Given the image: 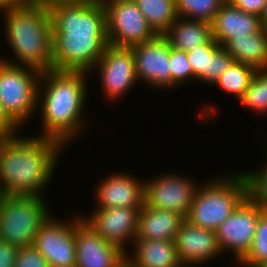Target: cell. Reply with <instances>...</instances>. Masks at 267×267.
<instances>
[{
	"label": "cell",
	"instance_id": "e0dca14e",
	"mask_svg": "<svg viewBox=\"0 0 267 267\" xmlns=\"http://www.w3.org/2000/svg\"><path fill=\"white\" fill-rule=\"evenodd\" d=\"M98 182L95 195L96 208H142L144 181L126 172L109 173Z\"/></svg>",
	"mask_w": 267,
	"mask_h": 267
},
{
	"label": "cell",
	"instance_id": "52a82bcc",
	"mask_svg": "<svg viewBox=\"0 0 267 267\" xmlns=\"http://www.w3.org/2000/svg\"><path fill=\"white\" fill-rule=\"evenodd\" d=\"M41 73L39 69L0 59V104L21 128L33 121L30 119L39 112L37 100Z\"/></svg>",
	"mask_w": 267,
	"mask_h": 267
},
{
	"label": "cell",
	"instance_id": "4fadbf2b",
	"mask_svg": "<svg viewBox=\"0 0 267 267\" xmlns=\"http://www.w3.org/2000/svg\"><path fill=\"white\" fill-rule=\"evenodd\" d=\"M172 46L164 35L131 47L138 83L155 90L171 89L170 52Z\"/></svg>",
	"mask_w": 267,
	"mask_h": 267
},
{
	"label": "cell",
	"instance_id": "7402d4cb",
	"mask_svg": "<svg viewBox=\"0 0 267 267\" xmlns=\"http://www.w3.org/2000/svg\"><path fill=\"white\" fill-rule=\"evenodd\" d=\"M172 48L189 52L212 38L211 23L178 17L164 34Z\"/></svg>",
	"mask_w": 267,
	"mask_h": 267
},
{
	"label": "cell",
	"instance_id": "d6986e66",
	"mask_svg": "<svg viewBox=\"0 0 267 267\" xmlns=\"http://www.w3.org/2000/svg\"><path fill=\"white\" fill-rule=\"evenodd\" d=\"M184 219L175 211L150 208L144 204L139 210L135 240H174Z\"/></svg>",
	"mask_w": 267,
	"mask_h": 267
},
{
	"label": "cell",
	"instance_id": "d6a6232c",
	"mask_svg": "<svg viewBox=\"0 0 267 267\" xmlns=\"http://www.w3.org/2000/svg\"><path fill=\"white\" fill-rule=\"evenodd\" d=\"M20 129L22 130L0 104V139L17 137L20 135Z\"/></svg>",
	"mask_w": 267,
	"mask_h": 267
},
{
	"label": "cell",
	"instance_id": "f1b7e54d",
	"mask_svg": "<svg viewBox=\"0 0 267 267\" xmlns=\"http://www.w3.org/2000/svg\"><path fill=\"white\" fill-rule=\"evenodd\" d=\"M264 147L266 161L264 162V167H262L263 169L258 171L252 169L243 173L248 183V196L261 206L263 210H267V144Z\"/></svg>",
	"mask_w": 267,
	"mask_h": 267
},
{
	"label": "cell",
	"instance_id": "d4e9b609",
	"mask_svg": "<svg viewBox=\"0 0 267 267\" xmlns=\"http://www.w3.org/2000/svg\"><path fill=\"white\" fill-rule=\"evenodd\" d=\"M239 102L255 115H267V69L257 70Z\"/></svg>",
	"mask_w": 267,
	"mask_h": 267
},
{
	"label": "cell",
	"instance_id": "7a4b0ae2",
	"mask_svg": "<svg viewBox=\"0 0 267 267\" xmlns=\"http://www.w3.org/2000/svg\"><path fill=\"white\" fill-rule=\"evenodd\" d=\"M89 74L84 71H42L37 100L42 130L36 136L52 138L68 147L83 135L89 122L84 117L89 88L86 80L92 76Z\"/></svg>",
	"mask_w": 267,
	"mask_h": 267
},
{
	"label": "cell",
	"instance_id": "d590c367",
	"mask_svg": "<svg viewBox=\"0 0 267 267\" xmlns=\"http://www.w3.org/2000/svg\"><path fill=\"white\" fill-rule=\"evenodd\" d=\"M29 4H34L39 7L50 10L51 8L60 4H76L86 0H24Z\"/></svg>",
	"mask_w": 267,
	"mask_h": 267
},
{
	"label": "cell",
	"instance_id": "4dcf8cb0",
	"mask_svg": "<svg viewBox=\"0 0 267 267\" xmlns=\"http://www.w3.org/2000/svg\"><path fill=\"white\" fill-rule=\"evenodd\" d=\"M234 62L233 56L223 46H219L210 56L209 72L201 83L212 86Z\"/></svg>",
	"mask_w": 267,
	"mask_h": 267
},
{
	"label": "cell",
	"instance_id": "ffe728a7",
	"mask_svg": "<svg viewBox=\"0 0 267 267\" xmlns=\"http://www.w3.org/2000/svg\"><path fill=\"white\" fill-rule=\"evenodd\" d=\"M125 257L133 267H183L174 240H134Z\"/></svg>",
	"mask_w": 267,
	"mask_h": 267
},
{
	"label": "cell",
	"instance_id": "30bf717a",
	"mask_svg": "<svg viewBox=\"0 0 267 267\" xmlns=\"http://www.w3.org/2000/svg\"><path fill=\"white\" fill-rule=\"evenodd\" d=\"M189 177L173 171L144 179V204L150 208L175 211L186 218L201 184Z\"/></svg>",
	"mask_w": 267,
	"mask_h": 267
},
{
	"label": "cell",
	"instance_id": "484cf974",
	"mask_svg": "<svg viewBox=\"0 0 267 267\" xmlns=\"http://www.w3.org/2000/svg\"><path fill=\"white\" fill-rule=\"evenodd\" d=\"M226 0H175L178 17L211 23Z\"/></svg>",
	"mask_w": 267,
	"mask_h": 267
},
{
	"label": "cell",
	"instance_id": "cb8c5ba5",
	"mask_svg": "<svg viewBox=\"0 0 267 267\" xmlns=\"http://www.w3.org/2000/svg\"><path fill=\"white\" fill-rule=\"evenodd\" d=\"M256 72L257 70L249 65L234 62L212 86L218 87L225 93L233 94L234 98L236 97L237 101H239Z\"/></svg>",
	"mask_w": 267,
	"mask_h": 267
},
{
	"label": "cell",
	"instance_id": "8fae6325",
	"mask_svg": "<svg viewBox=\"0 0 267 267\" xmlns=\"http://www.w3.org/2000/svg\"><path fill=\"white\" fill-rule=\"evenodd\" d=\"M262 211L263 208L247 196L216 230L219 247L223 254H233L234 264L235 261L238 264L251 249Z\"/></svg>",
	"mask_w": 267,
	"mask_h": 267
},
{
	"label": "cell",
	"instance_id": "ba28073f",
	"mask_svg": "<svg viewBox=\"0 0 267 267\" xmlns=\"http://www.w3.org/2000/svg\"><path fill=\"white\" fill-rule=\"evenodd\" d=\"M106 10L107 38L110 45L132 47L157 34L134 0H102Z\"/></svg>",
	"mask_w": 267,
	"mask_h": 267
},
{
	"label": "cell",
	"instance_id": "6da1fadb",
	"mask_svg": "<svg viewBox=\"0 0 267 267\" xmlns=\"http://www.w3.org/2000/svg\"><path fill=\"white\" fill-rule=\"evenodd\" d=\"M52 70L90 73L109 44L102 0L60 4L49 10Z\"/></svg>",
	"mask_w": 267,
	"mask_h": 267
},
{
	"label": "cell",
	"instance_id": "83f0119b",
	"mask_svg": "<svg viewBox=\"0 0 267 267\" xmlns=\"http://www.w3.org/2000/svg\"><path fill=\"white\" fill-rule=\"evenodd\" d=\"M219 46L216 40L211 38L206 44L186 52L196 83L201 82L208 75L210 56Z\"/></svg>",
	"mask_w": 267,
	"mask_h": 267
},
{
	"label": "cell",
	"instance_id": "44dd1931",
	"mask_svg": "<svg viewBox=\"0 0 267 267\" xmlns=\"http://www.w3.org/2000/svg\"><path fill=\"white\" fill-rule=\"evenodd\" d=\"M223 47L233 56L235 62L249 65L256 70L267 69V30L233 37Z\"/></svg>",
	"mask_w": 267,
	"mask_h": 267
},
{
	"label": "cell",
	"instance_id": "2e32d148",
	"mask_svg": "<svg viewBox=\"0 0 267 267\" xmlns=\"http://www.w3.org/2000/svg\"><path fill=\"white\" fill-rule=\"evenodd\" d=\"M75 267H119L126 259L118 247L105 241L81 214L75 215Z\"/></svg>",
	"mask_w": 267,
	"mask_h": 267
},
{
	"label": "cell",
	"instance_id": "5b68a950",
	"mask_svg": "<svg viewBox=\"0 0 267 267\" xmlns=\"http://www.w3.org/2000/svg\"><path fill=\"white\" fill-rule=\"evenodd\" d=\"M238 171L201 181L185 219L200 228L216 231L248 196L246 176Z\"/></svg>",
	"mask_w": 267,
	"mask_h": 267
},
{
	"label": "cell",
	"instance_id": "836d02e7",
	"mask_svg": "<svg viewBox=\"0 0 267 267\" xmlns=\"http://www.w3.org/2000/svg\"><path fill=\"white\" fill-rule=\"evenodd\" d=\"M231 6L244 12L262 16L267 0H226Z\"/></svg>",
	"mask_w": 267,
	"mask_h": 267
},
{
	"label": "cell",
	"instance_id": "8992f818",
	"mask_svg": "<svg viewBox=\"0 0 267 267\" xmlns=\"http://www.w3.org/2000/svg\"><path fill=\"white\" fill-rule=\"evenodd\" d=\"M44 198L0 194V240L17 248L33 245L39 228L53 214Z\"/></svg>",
	"mask_w": 267,
	"mask_h": 267
},
{
	"label": "cell",
	"instance_id": "277c9868",
	"mask_svg": "<svg viewBox=\"0 0 267 267\" xmlns=\"http://www.w3.org/2000/svg\"><path fill=\"white\" fill-rule=\"evenodd\" d=\"M2 18L4 38L14 59L3 58L1 54L0 59L13 65L50 70L52 23L49 10L23 0L16 8L4 13Z\"/></svg>",
	"mask_w": 267,
	"mask_h": 267
},
{
	"label": "cell",
	"instance_id": "5bb4252c",
	"mask_svg": "<svg viewBox=\"0 0 267 267\" xmlns=\"http://www.w3.org/2000/svg\"><path fill=\"white\" fill-rule=\"evenodd\" d=\"M90 214L81 215L90 227L105 241L125 254L134 244L138 232V215L141 208H93ZM89 217H88V216ZM87 216V217H86ZM128 247H127V246Z\"/></svg>",
	"mask_w": 267,
	"mask_h": 267
},
{
	"label": "cell",
	"instance_id": "9c48e42d",
	"mask_svg": "<svg viewBox=\"0 0 267 267\" xmlns=\"http://www.w3.org/2000/svg\"><path fill=\"white\" fill-rule=\"evenodd\" d=\"M97 70V71H96ZM98 73L103 97L108 102L116 101L129 94L138 83L135 58L131 47H119L108 44L104 54L97 61L91 73ZM130 90V91H129Z\"/></svg>",
	"mask_w": 267,
	"mask_h": 267
},
{
	"label": "cell",
	"instance_id": "ac0fdd59",
	"mask_svg": "<svg viewBox=\"0 0 267 267\" xmlns=\"http://www.w3.org/2000/svg\"><path fill=\"white\" fill-rule=\"evenodd\" d=\"M263 28L261 17L231 6L227 1L211 22L212 38L223 46L233 37L259 32Z\"/></svg>",
	"mask_w": 267,
	"mask_h": 267
},
{
	"label": "cell",
	"instance_id": "7c38bea8",
	"mask_svg": "<svg viewBox=\"0 0 267 267\" xmlns=\"http://www.w3.org/2000/svg\"><path fill=\"white\" fill-rule=\"evenodd\" d=\"M52 214L39 228L33 246L45 257L50 267H75V215L68 220Z\"/></svg>",
	"mask_w": 267,
	"mask_h": 267
},
{
	"label": "cell",
	"instance_id": "f546056e",
	"mask_svg": "<svg viewBox=\"0 0 267 267\" xmlns=\"http://www.w3.org/2000/svg\"><path fill=\"white\" fill-rule=\"evenodd\" d=\"M170 72H171V89L194 81V74L189 65L186 52L178 51L174 48L170 52Z\"/></svg>",
	"mask_w": 267,
	"mask_h": 267
},
{
	"label": "cell",
	"instance_id": "3957f363",
	"mask_svg": "<svg viewBox=\"0 0 267 267\" xmlns=\"http://www.w3.org/2000/svg\"><path fill=\"white\" fill-rule=\"evenodd\" d=\"M32 135L0 139V194L44 196L53 181L66 146L52 138Z\"/></svg>",
	"mask_w": 267,
	"mask_h": 267
},
{
	"label": "cell",
	"instance_id": "e575fe53",
	"mask_svg": "<svg viewBox=\"0 0 267 267\" xmlns=\"http://www.w3.org/2000/svg\"><path fill=\"white\" fill-rule=\"evenodd\" d=\"M18 248L0 240V267H15Z\"/></svg>",
	"mask_w": 267,
	"mask_h": 267
},
{
	"label": "cell",
	"instance_id": "f35d334b",
	"mask_svg": "<svg viewBox=\"0 0 267 267\" xmlns=\"http://www.w3.org/2000/svg\"><path fill=\"white\" fill-rule=\"evenodd\" d=\"M119 267H133V266L125 259Z\"/></svg>",
	"mask_w": 267,
	"mask_h": 267
},
{
	"label": "cell",
	"instance_id": "74e56055",
	"mask_svg": "<svg viewBox=\"0 0 267 267\" xmlns=\"http://www.w3.org/2000/svg\"><path fill=\"white\" fill-rule=\"evenodd\" d=\"M261 20H262L263 27L267 30V2H266L264 13L261 16Z\"/></svg>",
	"mask_w": 267,
	"mask_h": 267
},
{
	"label": "cell",
	"instance_id": "603a6c76",
	"mask_svg": "<svg viewBox=\"0 0 267 267\" xmlns=\"http://www.w3.org/2000/svg\"><path fill=\"white\" fill-rule=\"evenodd\" d=\"M157 35H164L177 20L175 0H134Z\"/></svg>",
	"mask_w": 267,
	"mask_h": 267
},
{
	"label": "cell",
	"instance_id": "4316f807",
	"mask_svg": "<svg viewBox=\"0 0 267 267\" xmlns=\"http://www.w3.org/2000/svg\"><path fill=\"white\" fill-rule=\"evenodd\" d=\"M267 263V210L258 217L252 247L237 264L239 267H262Z\"/></svg>",
	"mask_w": 267,
	"mask_h": 267
},
{
	"label": "cell",
	"instance_id": "1f68e13d",
	"mask_svg": "<svg viewBox=\"0 0 267 267\" xmlns=\"http://www.w3.org/2000/svg\"><path fill=\"white\" fill-rule=\"evenodd\" d=\"M15 267H50L45 257L33 246L18 248Z\"/></svg>",
	"mask_w": 267,
	"mask_h": 267
},
{
	"label": "cell",
	"instance_id": "9a60e30c",
	"mask_svg": "<svg viewBox=\"0 0 267 267\" xmlns=\"http://www.w3.org/2000/svg\"><path fill=\"white\" fill-rule=\"evenodd\" d=\"M174 243L183 267H202L201 265H208L210 261L223 255L216 231L200 228L186 219L181 223Z\"/></svg>",
	"mask_w": 267,
	"mask_h": 267
},
{
	"label": "cell",
	"instance_id": "8d00e7d4",
	"mask_svg": "<svg viewBox=\"0 0 267 267\" xmlns=\"http://www.w3.org/2000/svg\"><path fill=\"white\" fill-rule=\"evenodd\" d=\"M22 1L23 0H0V11L4 14L12 8H16Z\"/></svg>",
	"mask_w": 267,
	"mask_h": 267
}]
</instances>
